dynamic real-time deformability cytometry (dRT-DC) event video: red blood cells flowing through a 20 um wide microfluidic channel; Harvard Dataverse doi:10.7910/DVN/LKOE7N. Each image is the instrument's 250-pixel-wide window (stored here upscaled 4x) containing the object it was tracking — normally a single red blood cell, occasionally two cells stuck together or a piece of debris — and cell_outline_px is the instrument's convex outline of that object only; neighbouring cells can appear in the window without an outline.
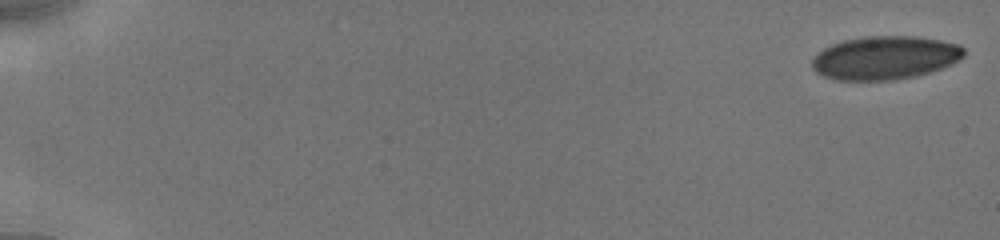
{"species": "human", "species_latin": "Homo sapiens", "temperature_condition": "cold", "stored_images_in_passage": 53, "camera_frame_rate_fps": 3000, "um_per_image_px": 0.085, "donor": {"sex": "male"}, "frame": {"image": 1, "passage_image": 1, "time_ms": 0.0, "image_size_px": [1000, 240], "cell_outline_px": [[964, 56], [952, 64], [916, 76], [892, 80], [836, 80], [824, 76], [816, 72], [812, 68], [812, 60], [824, 48], [832, 44], [844, 40], [864, 36], [916, 36], [940, 40], [960, 44], [964, 48]], "centroid_in_image_um": [75.23, 4.9], "position_along_channel_um": 9.8, "area_um2": 38.38}}
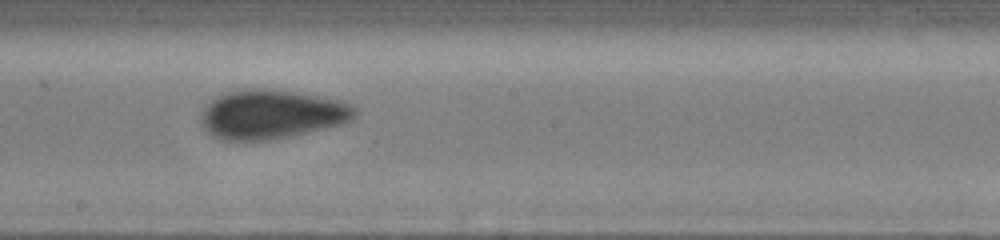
{"frame": {"image": 2, "passage_image": 27, "time_ms": 10.333, "image_size_px": [1000, 240], "cell_outline_px": [[356, 116], [352, 120], [340, 124], [288, 136], [268, 140], [220, 140], [212, 136], [200, 124], [200, 112], [204, 104], [228, 92], [248, 88], [264, 88], [296, 92], [340, 100], [356, 108]], "centroid_in_image_um": [23.02, 9.71], "position_along_channel_um": 225.2, "area_um2": 43.93}}
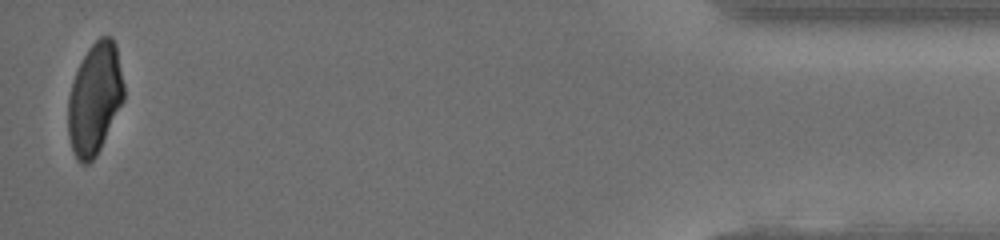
{"frame": {"image": 3, "passage_image": 53, "time_ms": 17.333, "image_size_px": [1000, 240], "cell_outline_px": [[124, 100], [96, 156], [88, 164], [80, 164], [76, 160], [68, 136], [68, 96], [76, 72], [88, 48], [100, 36], [112, 36], [116, 44], [124, 84]], "centroid_in_image_um": [8.05, 8.39], "position_along_channel_um": 427.1, "area_um2": 36.18}, "authors_computed_cell_mechanics": {"area_um2": 40.8646, "velocity_mm_per_s": 3.9186, "shape_relaxation_time_tau1_ms": 9.8089, "shape_relaxation_time_tau2_ms": 0.6118, "deformation_change_tau1": 0.1563, "deformation_change_tau2": 0.0318}}